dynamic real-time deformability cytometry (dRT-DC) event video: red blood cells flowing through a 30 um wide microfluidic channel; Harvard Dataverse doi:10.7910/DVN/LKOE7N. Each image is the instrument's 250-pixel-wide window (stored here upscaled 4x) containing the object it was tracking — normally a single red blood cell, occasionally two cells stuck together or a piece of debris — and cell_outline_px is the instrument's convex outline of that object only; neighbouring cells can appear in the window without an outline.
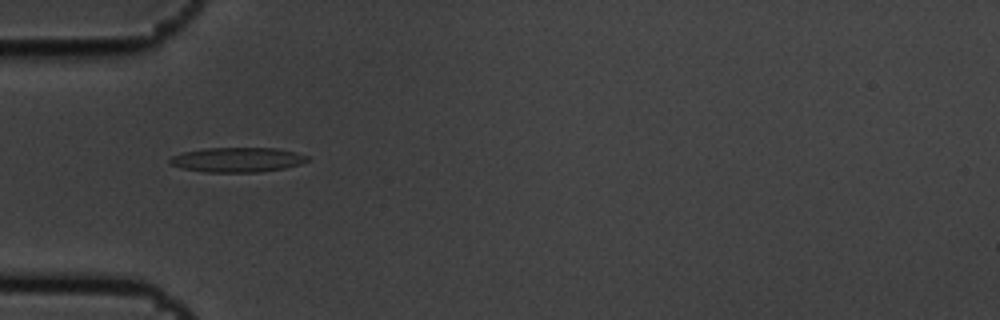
{"species": "common noctule bat (a hibernating species)", "species_latin": "Nyctalus noctula", "temperature_condition": "cold", "stored_images_in_passage": 6, "camera_frame_rate_fps": 3000, "um_per_image_px": 0.085, "animal": {"sex": "male", "body_mass_g": 19.5, "forearm_length_mm": 54.6}, "frame": {"image": 1, "passage_image": 5, "time_ms": 1.333, "image_size_px": [1000, 320], "cell_outline_px": [[308, 160], [300, 164], [284, 168], [260, 172], [204, 172], [184, 168], [168, 164], [168, 160], [172, 156], [184, 152], [204, 148], [276, 148], [296, 152], [308, 156]], "centroid_in_image_um": [20.16, 13.58], "position_along_channel_um": 64.8, "area_um2": 19.77}}
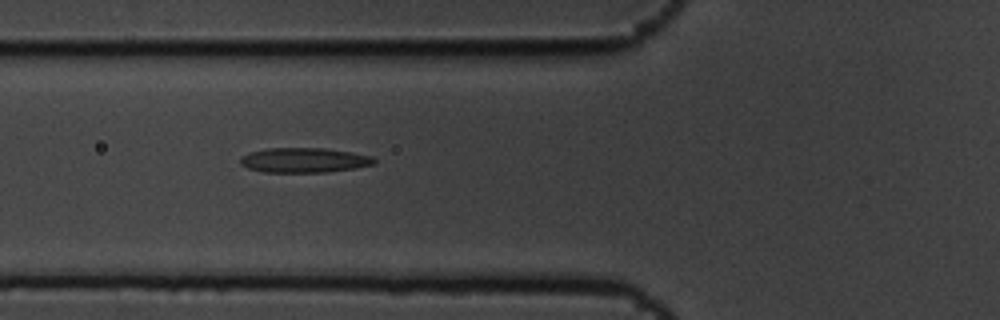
{"frame": {"image": 2, "passage_image": 6, "time_ms": 1.667, "image_size_px": [1000, 320], "cell_outline_px": [[376, 164], [356, 168], [328, 172], [264, 172], [248, 168], [240, 164], [240, 156], [248, 152], [268, 148], [328, 148], [352, 152], [372, 156], [376, 160]], "centroid_in_image_um": [25.86, 13.61], "position_along_channel_um": 99.9, "area_um2": 19.59}}